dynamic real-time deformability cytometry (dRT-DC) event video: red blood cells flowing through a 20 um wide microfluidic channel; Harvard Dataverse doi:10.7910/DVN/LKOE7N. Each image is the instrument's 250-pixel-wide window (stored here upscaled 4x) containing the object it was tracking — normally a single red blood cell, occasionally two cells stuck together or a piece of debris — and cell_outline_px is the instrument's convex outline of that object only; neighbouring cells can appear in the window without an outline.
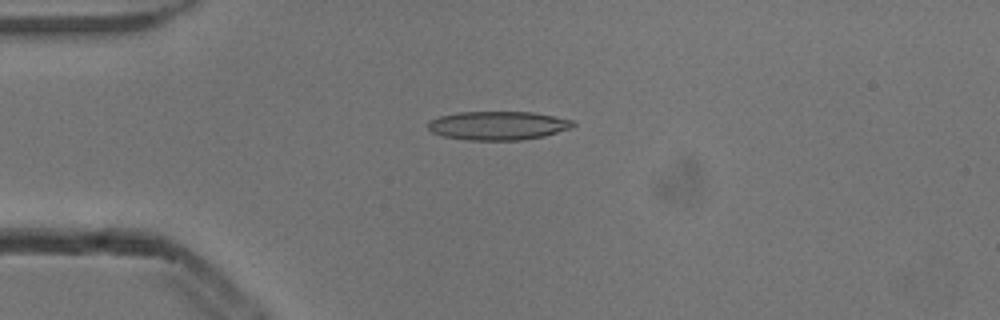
{"species": "common noctule bat (a hibernating species)", "species_latin": "Nyctalus noctula", "temperature_condition": "cold", "stored_images_in_passage": 5, "camera_frame_rate_fps": 3000, "um_per_image_px": 0.085, "animal": {"sex": "male", "body_mass_g": 13.3}, "frame": {"image": 1, "passage_image": 3, "time_ms": 0.667, "image_size_px": [1000, 320], "cell_outline_px": [[576, 124], [568, 128], [544, 136], [520, 140], [468, 140], [444, 136], [432, 132], [428, 128], [428, 120], [440, 116], [460, 112], [532, 112], [572, 120]], "centroid_in_image_um": [42.28, 10.67], "position_along_channel_um": 42.7, "area_um2": 23.99}}
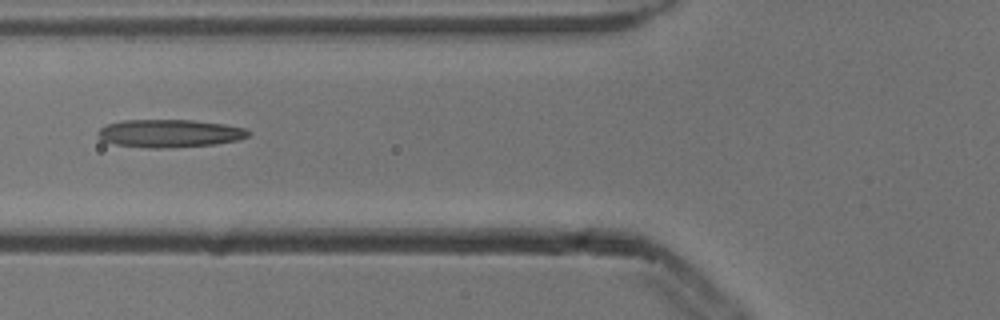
{"frame": {"image": 2, "passage_image": 5, "time_ms": 1.333, "image_size_px": [1000, 320], "cell_outline_px": [[252, 132], [248, 136], [236, 140], [216, 144], [168, 148], [148, 148], [116, 144], [100, 140], [96, 132], [104, 124], [124, 120], [192, 120], [224, 124], [244, 128]], "centroid_in_image_um": [14.37, 11.33], "position_along_channel_um": 111.4, "area_um2": 24.57}}